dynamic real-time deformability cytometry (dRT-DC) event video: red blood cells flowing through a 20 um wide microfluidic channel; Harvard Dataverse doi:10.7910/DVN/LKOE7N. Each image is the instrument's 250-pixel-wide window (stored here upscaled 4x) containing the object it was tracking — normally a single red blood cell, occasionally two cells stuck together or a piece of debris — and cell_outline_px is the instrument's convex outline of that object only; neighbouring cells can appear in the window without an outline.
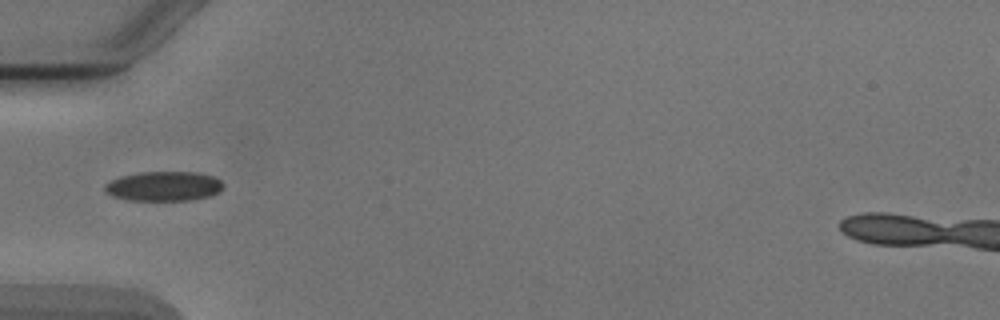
{"species": "Egyptian fruit bat (a non-hibernating species)", "species_latin": "Rousettus aegyptiacus", "temperature_condition": "cold", "stored_images_in_passage": 5, "camera_frame_rate_fps": 3000, "um_per_image_px": 0.085, "animal": {"sex": "male"}, "frame": {"image": 1, "passage_image": 4, "time_ms": 4.667, "image_size_px": [1000, 320], "cell_outline_px": [[224, 184], [220, 192], [212, 196], [188, 200], [128, 200], [112, 196], [104, 192], [104, 184], [120, 176], [140, 172], [196, 172], [212, 176], [220, 180]], "centroid_in_image_um": [13.91, 15.83], "position_along_channel_um": 71.1, "area_um2": 20.58}}
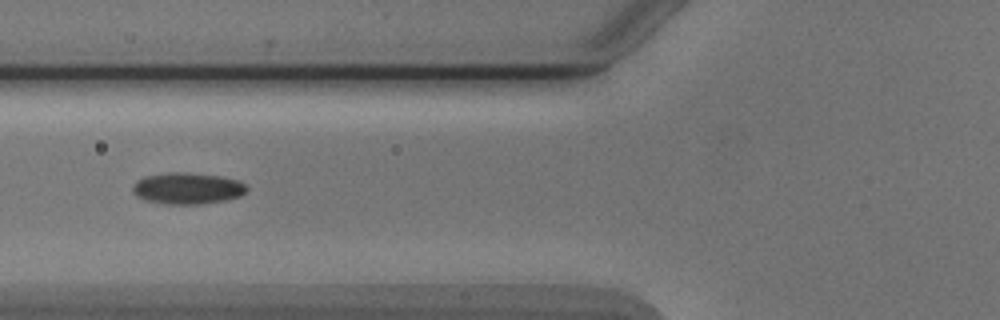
{"frame": {"image": 2, "passage_image": 5, "time_ms": 5.667, "image_size_px": [1000, 320], "cell_outline_px": [[248, 188], [240, 196], [224, 200], [200, 204], [168, 204], [144, 200], [136, 196], [132, 192], [132, 184], [136, 180], [144, 176], [172, 172], [184, 172], [220, 176], [236, 180], [244, 184]], "centroid_in_image_um": [15.87, 16.01], "position_along_channel_um": 109.9, "area_um2": 20.87}}